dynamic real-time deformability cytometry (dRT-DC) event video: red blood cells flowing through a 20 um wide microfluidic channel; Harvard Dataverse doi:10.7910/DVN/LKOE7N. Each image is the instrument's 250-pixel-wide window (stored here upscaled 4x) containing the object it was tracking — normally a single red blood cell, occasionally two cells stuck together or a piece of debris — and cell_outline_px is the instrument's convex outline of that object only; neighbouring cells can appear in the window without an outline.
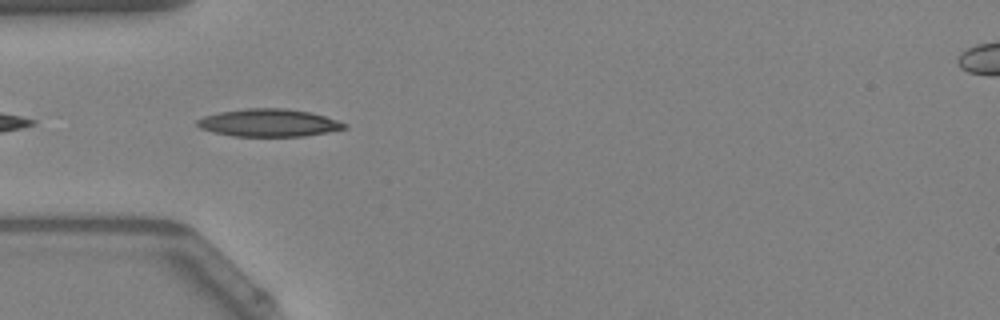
{"species": "Egyptian fruit bat (a non-hibernating species)", "species_latin": "Rousettus aegyptiacus", "temperature_condition": "warm", "stored_images_in_passage": 6, "camera_frame_rate_fps": 3000, "um_per_image_px": 0.085, "animal": {"sex": "female"}, "frame": {"image": 1, "passage_image": 2, "time_ms": 0.333, "image_size_px": [1000, 320], "cell_outline_px": [[348, 128], [328, 132], [304, 136], [232, 136], [200, 128], [196, 124], [196, 120], [204, 116], [220, 112], [248, 108], [284, 108], [312, 112], [348, 124]], "centroid_in_image_um": [22.88, 10.43], "position_along_channel_um": 62.1, "area_um2": 23.64}}